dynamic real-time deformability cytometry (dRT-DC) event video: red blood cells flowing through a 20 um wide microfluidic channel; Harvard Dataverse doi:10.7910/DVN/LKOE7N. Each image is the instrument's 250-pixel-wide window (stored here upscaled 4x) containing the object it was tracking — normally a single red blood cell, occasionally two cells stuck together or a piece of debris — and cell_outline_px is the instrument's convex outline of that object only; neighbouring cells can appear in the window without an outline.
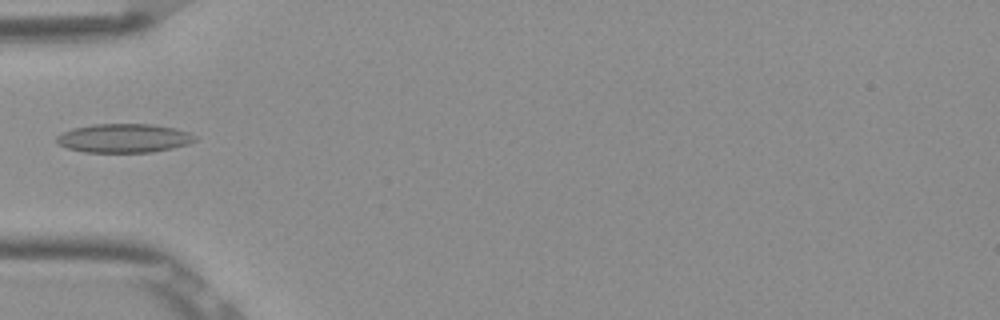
{"species": "Egyptian fruit bat (a non-hibernating species)", "species_latin": "Rousettus aegyptiacus", "temperature_condition": "room temperature", "stored_images_in_passage": 5, "camera_frame_rate_fps": 3000, "um_per_image_px": 0.085, "frame": {"image": 1, "passage_image": 5, "time_ms": 1.333, "image_size_px": [1000, 320], "cell_outline_px": [[200, 136], [196, 140], [188, 144], [172, 148], [152, 152], [84, 152], [68, 148], [56, 144], [56, 136], [72, 128], [92, 124], [152, 124], [176, 128]], "centroid_in_image_um": [10.55, 11.74], "position_along_channel_um": 74.4, "area_um2": 23.47}}